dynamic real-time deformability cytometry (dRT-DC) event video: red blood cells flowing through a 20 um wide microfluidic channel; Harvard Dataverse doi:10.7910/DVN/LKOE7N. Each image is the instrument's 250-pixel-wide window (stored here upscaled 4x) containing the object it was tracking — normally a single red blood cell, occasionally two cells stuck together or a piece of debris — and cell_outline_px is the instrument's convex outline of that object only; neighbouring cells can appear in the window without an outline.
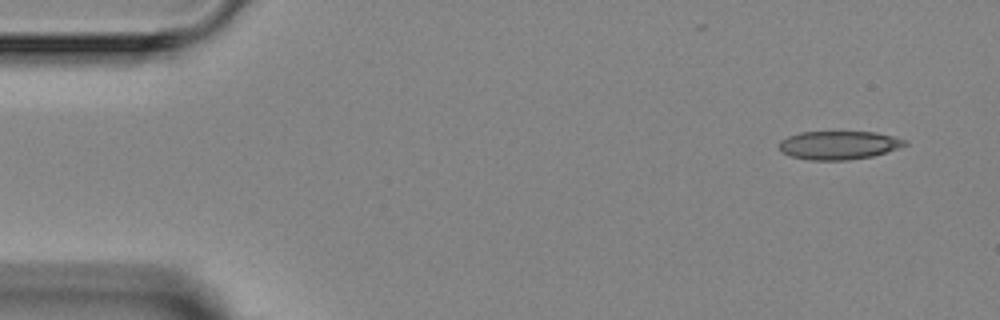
{"species": "Egyptian fruit bat (a non-hibernating species)", "species_latin": "Rousettus aegyptiacus", "temperature_condition": "room temperature", "stored_images_in_passage": 5, "segment_of_instrument_passage": [1, 2], "camera_frame_rate_fps": 3000, "um_per_image_px": 0.085, "animal": {"sex": "female"}, "frame": {"image": 1, "passage_image": 1, "time_ms": 0.0, "image_size_px": [1000, 320], "cell_outline_px": [[908, 144], [872, 156], [848, 160], [808, 160], [792, 156], [784, 152], [780, 148], [780, 140], [788, 136], [800, 132], [876, 132], [908, 140]], "centroid_in_image_um": [71.3, 12.33], "position_along_channel_um": 13.7, "area_um2": 20.63}}